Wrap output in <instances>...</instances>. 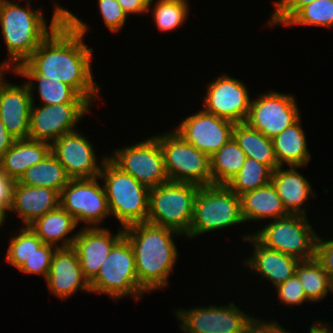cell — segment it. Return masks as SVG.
Here are the masks:
<instances>
[{"label": "cell", "instance_id": "1", "mask_svg": "<svg viewBox=\"0 0 333 333\" xmlns=\"http://www.w3.org/2000/svg\"><path fill=\"white\" fill-rule=\"evenodd\" d=\"M89 28L77 13L66 9L64 20L14 72L41 74L47 79L59 80L93 105L101 97V87L94 80L91 68L94 48L84 42Z\"/></svg>", "mask_w": 333, "mask_h": 333}, {"label": "cell", "instance_id": "2", "mask_svg": "<svg viewBox=\"0 0 333 333\" xmlns=\"http://www.w3.org/2000/svg\"><path fill=\"white\" fill-rule=\"evenodd\" d=\"M0 0V28L8 57L3 60L11 71L24 63L40 43L64 20L66 9L55 1L48 25L42 7L33 8L30 1ZM18 2V3H17Z\"/></svg>", "mask_w": 333, "mask_h": 333}, {"label": "cell", "instance_id": "3", "mask_svg": "<svg viewBox=\"0 0 333 333\" xmlns=\"http://www.w3.org/2000/svg\"><path fill=\"white\" fill-rule=\"evenodd\" d=\"M124 236L134 252L139 285L147 294L168 287L180 255L175 239L183 235L145 222L124 228Z\"/></svg>", "mask_w": 333, "mask_h": 333}, {"label": "cell", "instance_id": "4", "mask_svg": "<svg viewBox=\"0 0 333 333\" xmlns=\"http://www.w3.org/2000/svg\"><path fill=\"white\" fill-rule=\"evenodd\" d=\"M101 178L111 216L120 227L145 223L148 216L149 188L122 171L109 158L102 166Z\"/></svg>", "mask_w": 333, "mask_h": 333}, {"label": "cell", "instance_id": "5", "mask_svg": "<svg viewBox=\"0 0 333 333\" xmlns=\"http://www.w3.org/2000/svg\"><path fill=\"white\" fill-rule=\"evenodd\" d=\"M240 224H245L240 196L227 185L202 186L194 201L193 219L186 238L195 239L205 233Z\"/></svg>", "mask_w": 333, "mask_h": 333}, {"label": "cell", "instance_id": "6", "mask_svg": "<svg viewBox=\"0 0 333 333\" xmlns=\"http://www.w3.org/2000/svg\"><path fill=\"white\" fill-rule=\"evenodd\" d=\"M199 188L195 184L174 181L151 188L146 222L172 229L186 237L193 219L194 201Z\"/></svg>", "mask_w": 333, "mask_h": 333}, {"label": "cell", "instance_id": "7", "mask_svg": "<svg viewBox=\"0 0 333 333\" xmlns=\"http://www.w3.org/2000/svg\"><path fill=\"white\" fill-rule=\"evenodd\" d=\"M89 283L91 293H102L114 301L126 296L138 301L147 294L139 285L134 252L125 236L113 246L98 274Z\"/></svg>", "mask_w": 333, "mask_h": 333}, {"label": "cell", "instance_id": "8", "mask_svg": "<svg viewBox=\"0 0 333 333\" xmlns=\"http://www.w3.org/2000/svg\"><path fill=\"white\" fill-rule=\"evenodd\" d=\"M163 152L169 181L212 185L210 156L184 140L173 129L154 135Z\"/></svg>", "mask_w": 333, "mask_h": 333}, {"label": "cell", "instance_id": "9", "mask_svg": "<svg viewBox=\"0 0 333 333\" xmlns=\"http://www.w3.org/2000/svg\"><path fill=\"white\" fill-rule=\"evenodd\" d=\"M308 219L306 215L290 214L266 222V225H261L252 235L267 248L293 256L300 261L309 260L315 258L318 233Z\"/></svg>", "mask_w": 333, "mask_h": 333}, {"label": "cell", "instance_id": "10", "mask_svg": "<svg viewBox=\"0 0 333 333\" xmlns=\"http://www.w3.org/2000/svg\"><path fill=\"white\" fill-rule=\"evenodd\" d=\"M101 182L99 176L90 179H70L61 190L59 205L75 218L79 226L81 223L84 224L82 227H101L103 221L111 215Z\"/></svg>", "mask_w": 333, "mask_h": 333}, {"label": "cell", "instance_id": "11", "mask_svg": "<svg viewBox=\"0 0 333 333\" xmlns=\"http://www.w3.org/2000/svg\"><path fill=\"white\" fill-rule=\"evenodd\" d=\"M110 155L108 158L117 167L149 189L169 181L160 143L153 135L133 145L114 148Z\"/></svg>", "mask_w": 333, "mask_h": 333}, {"label": "cell", "instance_id": "12", "mask_svg": "<svg viewBox=\"0 0 333 333\" xmlns=\"http://www.w3.org/2000/svg\"><path fill=\"white\" fill-rule=\"evenodd\" d=\"M176 310V311H175ZM173 310L179 329L184 333H241L251 314L246 313L235 302L225 305L178 308Z\"/></svg>", "mask_w": 333, "mask_h": 333}, {"label": "cell", "instance_id": "13", "mask_svg": "<svg viewBox=\"0 0 333 333\" xmlns=\"http://www.w3.org/2000/svg\"><path fill=\"white\" fill-rule=\"evenodd\" d=\"M295 95L270 89L252 98L245 121L268 138H274L301 117Z\"/></svg>", "mask_w": 333, "mask_h": 333}, {"label": "cell", "instance_id": "14", "mask_svg": "<svg viewBox=\"0 0 333 333\" xmlns=\"http://www.w3.org/2000/svg\"><path fill=\"white\" fill-rule=\"evenodd\" d=\"M37 104L32 103L30 109L29 139L49 144L77 130L78 123L94 106L91 103Z\"/></svg>", "mask_w": 333, "mask_h": 333}, {"label": "cell", "instance_id": "15", "mask_svg": "<svg viewBox=\"0 0 333 333\" xmlns=\"http://www.w3.org/2000/svg\"><path fill=\"white\" fill-rule=\"evenodd\" d=\"M210 81L206 84L202 109L235 124L245 122L252 101L245 83L226 73Z\"/></svg>", "mask_w": 333, "mask_h": 333}, {"label": "cell", "instance_id": "16", "mask_svg": "<svg viewBox=\"0 0 333 333\" xmlns=\"http://www.w3.org/2000/svg\"><path fill=\"white\" fill-rule=\"evenodd\" d=\"M92 141L81 131L66 133L51 144V153L63 165L70 179H90L100 175L107 155L98 162Z\"/></svg>", "mask_w": 333, "mask_h": 333}, {"label": "cell", "instance_id": "17", "mask_svg": "<svg viewBox=\"0 0 333 333\" xmlns=\"http://www.w3.org/2000/svg\"><path fill=\"white\" fill-rule=\"evenodd\" d=\"M174 131L198 150L212 156L233 137L235 123L204 111L183 118Z\"/></svg>", "mask_w": 333, "mask_h": 333}, {"label": "cell", "instance_id": "18", "mask_svg": "<svg viewBox=\"0 0 333 333\" xmlns=\"http://www.w3.org/2000/svg\"><path fill=\"white\" fill-rule=\"evenodd\" d=\"M109 227H81L72 248L76 251L84 277L90 282L97 274L113 246L124 236L119 227L113 234Z\"/></svg>", "mask_w": 333, "mask_h": 333}, {"label": "cell", "instance_id": "19", "mask_svg": "<svg viewBox=\"0 0 333 333\" xmlns=\"http://www.w3.org/2000/svg\"><path fill=\"white\" fill-rule=\"evenodd\" d=\"M240 238L253 248L251 255L243 260V265L249 269V272L257 273L261 279L264 278L270 282L269 284L272 283L274 288L295 274L300 262L297 258L265 247L252 235V232H247Z\"/></svg>", "mask_w": 333, "mask_h": 333}, {"label": "cell", "instance_id": "20", "mask_svg": "<svg viewBox=\"0 0 333 333\" xmlns=\"http://www.w3.org/2000/svg\"><path fill=\"white\" fill-rule=\"evenodd\" d=\"M45 282L50 293L62 301L78 291L91 294L90 283L84 277L77 253L72 247L56 249Z\"/></svg>", "mask_w": 333, "mask_h": 333}, {"label": "cell", "instance_id": "21", "mask_svg": "<svg viewBox=\"0 0 333 333\" xmlns=\"http://www.w3.org/2000/svg\"><path fill=\"white\" fill-rule=\"evenodd\" d=\"M32 105L28 85L0 82V119L8 132L16 139H29V119Z\"/></svg>", "mask_w": 333, "mask_h": 333}, {"label": "cell", "instance_id": "22", "mask_svg": "<svg viewBox=\"0 0 333 333\" xmlns=\"http://www.w3.org/2000/svg\"><path fill=\"white\" fill-rule=\"evenodd\" d=\"M284 167L288 168L284 169ZM303 167L306 168V166L294 165L280 166L273 171L271 182L280 196L285 209L290 214L308 216V202L311 201L309 199H316L317 193L314 191L310 181L298 171V169Z\"/></svg>", "mask_w": 333, "mask_h": 333}, {"label": "cell", "instance_id": "23", "mask_svg": "<svg viewBox=\"0 0 333 333\" xmlns=\"http://www.w3.org/2000/svg\"><path fill=\"white\" fill-rule=\"evenodd\" d=\"M60 194L51 188L27 186L18 183L13 187L9 212L15 213L21 224L29 226L36 219L59 206Z\"/></svg>", "mask_w": 333, "mask_h": 333}, {"label": "cell", "instance_id": "24", "mask_svg": "<svg viewBox=\"0 0 333 333\" xmlns=\"http://www.w3.org/2000/svg\"><path fill=\"white\" fill-rule=\"evenodd\" d=\"M240 201L245 223L272 221L290 215L272 182L241 194Z\"/></svg>", "mask_w": 333, "mask_h": 333}, {"label": "cell", "instance_id": "25", "mask_svg": "<svg viewBox=\"0 0 333 333\" xmlns=\"http://www.w3.org/2000/svg\"><path fill=\"white\" fill-rule=\"evenodd\" d=\"M29 227L44 244L54 246L57 249L72 247L79 230L75 218L60 205L36 219Z\"/></svg>", "mask_w": 333, "mask_h": 333}, {"label": "cell", "instance_id": "26", "mask_svg": "<svg viewBox=\"0 0 333 333\" xmlns=\"http://www.w3.org/2000/svg\"><path fill=\"white\" fill-rule=\"evenodd\" d=\"M51 152V144L32 139L15 140L0 157V168L15 182L31 166L39 163Z\"/></svg>", "mask_w": 333, "mask_h": 333}, {"label": "cell", "instance_id": "27", "mask_svg": "<svg viewBox=\"0 0 333 333\" xmlns=\"http://www.w3.org/2000/svg\"><path fill=\"white\" fill-rule=\"evenodd\" d=\"M301 117L272 138L276 159L280 166H308L311 161L306 131Z\"/></svg>", "mask_w": 333, "mask_h": 333}, {"label": "cell", "instance_id": "28", "mask_svg": "<svg viewBox=\"0 0 333 333\" xmlns=\"http://www.w3.org/2000/svg\"><path fill=\"white\" fill-rule=\"evenodd\" d=\"M12 73L15 74V76L17 75L21 78L24 77L27 80H25V83L29 87L32 103L37 102L35 101V99H37L35 97L38 95V101H40L39 104L41 103L43 105L90 103L85 97L79 95L71 86L62 83L59 80H50L41 74H16L14 71H11V74Z\"/></svg>", "mask_w": 333, "mask_h": 333}, {"label": "cell", "instance_id": "29", "mask_svg": "<svg viewBox=\"0 0 333 333\" xmlns=\"http://www.w3.org/2000/svg\"><path fill=\"white\" fill-rule=\"evenodd\" d=\"M233 138L246 154L258 162L269 166L273 171L280 167L274 152L271 138L250 127L247 123H237L233 129Z\"/></svg>", "mask_w": 333, "mask_h": 333}, {"label": "cell", "instance_id": "30", "mask_svg": "<svg viewBox=\"0 0 333 333\" xmlns=\"http://www.w3.org/2000/svg\"><path fill=\"white\" fill-rule=\"evenodd\" d=\"M69 180L63 165L50 152L45 159L28 168L17 182L27 186L51 188L60 194Z\"/></svg>", "mask_w": 333, "mask_h": 333}, {"label": "cell", "instance_id": "31", "mask_svg": "<svg viewBox=\"0 0 333 333\" xmlns=\"http://www.w3.org/2000/svg\"><path fill=\"white\" fill-rule=\"evenodd\" d=\"M295 274L309 303L320 302L333 293V281L315 258L300 261Z\"/></svg>", "mask_w": 333, "mask_h": 333}, {"label": "cell", "instance_id": "32", "mask_svg": "<svg viewBox=\"0 0 333 333\" xmlns=\"http://www.w3.org/2000/svg\"><path fill=\"white\" fill-rule=\"evenodd\" d=\"M245 160L246 154L232 137L210 156L212 184L227 185L239 172Z\"/></svg>", "mask_w": 333, "mask_h": 333}, {"label": "cell", "instance_id": "33", "mask_svg": "<svg viewBox=\"0 0 333 333\" xmlns=\"http://www.w3.org/2000/svg\"><path fill=\"white\" fill-rule=\"evenodd\" d=\"M189 4L188 0H149L148 13L152 11L151 17L161 33L172 32L188 20Z\"/></svg>", "mask_w": 333, "mask_h": 333}, {"label": "cell", "instance_id": "34", "mask_svg": "<svg viewBox=\"0 0 333 333\" xmlns=\"http://www.w3.org/2000/svg\"><path fill=\"white\" fill-rule=\"evenodd\" d=\"M273 170L253 158L246 157L239 172L227 186L238 196L271 182Z\"/></svg>", "mask_w": 333, "mask_h": 333}, {"label": "cell", "instance_id": "35", "mask_svg": "<svg viewBox=\"0 0 333 333\" xmlns=\"http://www.w3.org/2000/svg\"><path fill=\"white\" fill-rule=\"evenodd\" d=\"M17 230H13L9 239L5 259L7 264L19 270L44 243L29 226Z\"/></svg>", "mask_w": 333, "mask_h": 333}, {"label": "cell", "instance_id": "36", "mask_svg": "<svg viewBox=\"0 0 333 333\" xmlns=\"http://www.w3.org/2000/svg\"><path fill=\"white\" fill-rule=\"evenodd\" d=\"M333 27V0H315L302 7L284 27Z\"/></svg>", "mask_w": 333, "mask_h": 333}, {"label": "cell", "instance_id": "37", "mask_svg": "<svg viewBox=\"0 0 333 333\" xmlns=\"http://www.w3.org/2000/svg\"><path fill=\"white\" fill-rule=\"evenodd\" d=\"M56 249L57 248L54 246L43 244L29 259L26 260L19 271L27 275H41L46 280L51 267L52 257Z\"/></svg>", "mask_w": 333, "mask_h": 333}, {"label": "cell", "instance_id": "38", "mask_svg": "<svg viewBox=\"0 0 333 333\" xmlns=\"http://www.w3.org/2000/svg\"><path fill=\"white\" fill-rule=\"evenodd\" d=\"M99 13L103 18L104 25L111 33L116 34L122 31L128 20L127 14L123 11L117 0H97Z\"/></svg>", "mask_w": 333, "mask_h": 333}, {"label": "cell", "instance_id": "39", "mask_svg": "<svg viewBox=\"0 0 333 333\" xmlns=\"http://www.w3.org/2000/svg\"><path fill=\"white\" fill-rule=\"evenodd\" d=\"M274 289L277 294V300L279 299L278 301L285 307L291 306V308H293L292 306L295 305L302 306L303 303L309 304L302 283L296 274Z\"/></svg>", "mask_w": 333, "mask_h": 333}, {"label": "cell", "instance_id": "40", "mask_svg": "<svg viewBox=\"0 0 333 333\" xmlns=\"http://www.w3.org/2000/svg\"><path fill=\"white\" fill-rule=\"evenodd\" d=\"M315 0H277L273 2L274 9L268 19V26H284L302 7Z\"/></svg>", "mask_w": 333, "mask_h": 333}, {"label": "cell", "instance_id": "41", "mask_svg": "<svg viewBox=\"0 0 333 333\" xmlns=\"http://www.w3.org/2000/svg\"><path fill=\"white\" fill-rule=\"evenodd\" d=\"M318 233L315 245V259L333 281V237L325 238ZM325 238V239H324Z\"/></svg>", "mask_w": 333, "mask_h": 333}, {"label": "cell", "instance_id": "42", "mask_svg": "<svg viewBox=\"0 0 333 333\" xmlns=\"http://www.w3.org/2000/svg\"><path fill=\"white\" fill-rule=\"evenodd\" d=\"M260 318L252 314L241 333H277V321L274 318L270 321Z\"/></svg>", "mask_w": 333, "mask_h": 333}, {"label": "cell", "instance_id": "43", "mask_svg": "<svg viewBox=\"0 0 333 333\" xmlns=\"http://www.w3.org/2000/svg\"><path fill=\"white\" fill-rule=\"evenodd\" d=\"M15 181L9 178L0 168V209L8 212L11 209Z\"/></svg>", "mask_w": 333, "mask_h": 333}, {"label": "cell", "instance_id": "44", "mask_svg": "<svg viewBox=\"0 0 333 333\" xmlns=\"http://www.w3.org/2000/svg\"><path fill=\"white\" fill-rule=\"evenodd\" d=\"M128 17L148 13L149 0H117Z\"/></svg>", "mask_w": 333, "mask_h": 333}, {"label": "cell", "instance_id": "45", "mask_svg": "<svg viewBox=\"0 0 333 333\" xmlns=\"http://www.w3.org/2000/svg\"><path fill=\"white\" fill-rule=\"evenodd\" d=\"M15 140L0 119V157L5 154Z\"/></svg>", "mask_w": 333, "mask_h": 333}, {"label": "cell", "instance_id": "46", "mask_svg": "<svg viewBox=\"0 0 333 333\" xmlns=\"http://www.w3.org/2000/svg\"><path fill=\"white\" fill-rule=\"evenodd\" d=\"M309 331L307 333H333V324L328 321H321V319L312 321V324L308 326Z\"/></svg>", "mask_w": 333, "mask_h": 333}, {"label": "cell", "instance_id": "47", "mask_svg": "<svg viewBox=\"0 0 333 333\" xmlns=\"http://www.w3.org/2000/svg\"><path fill=\"white\" fill-rule=\"evenodd\" d=\"M9 71H11L6 65H4L2 62L0 64V82L4 79V75H6V73H8Z\"/></svg>", "mask_w": 333, "mask_h": 333}, {"label": "cell", "instance_id": "48", "mask_svg": "<svg viewBox=\"0 0 333 333\" xmlns=\"http://www.w3.org/2000/svg\"><path fill=\"white\" fill-rule=\"evenodd\" d=\"M8 218V214L0 209V228H3L2 225L5 224L6 219Z\"/></svg>", "mask_w": 333, "mask_h": 333}, {"label": "cell", "instance_id": "49", "mask_svg": "<svg viewBox=\"0 0 333 333\" xmlns=\"http://www.w3.org/2000/svg\"><path fill=\"white\" fill-rule=\"evenodd\" d=\"M277 333H292L290 330L285 329L284 326L281 325V323L277 322Z\"/></svg>", "mask_w": 333, "mask_h": 333}]
</instances>
